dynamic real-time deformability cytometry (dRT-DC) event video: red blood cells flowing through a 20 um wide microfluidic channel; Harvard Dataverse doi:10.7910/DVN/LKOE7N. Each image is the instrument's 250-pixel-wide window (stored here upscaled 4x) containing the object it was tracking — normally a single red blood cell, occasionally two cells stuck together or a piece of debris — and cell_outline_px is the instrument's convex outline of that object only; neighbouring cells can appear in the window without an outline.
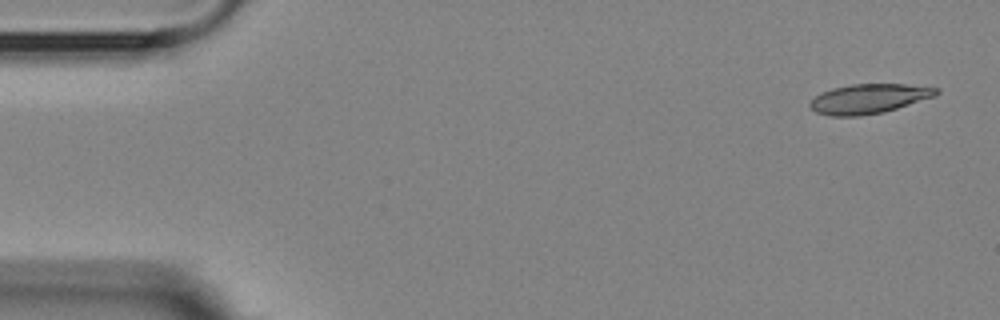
{"species": "Egyptian fruit bat (a non-hibernating species)", "species_latin": "Rousettus aegyptiacus", "temperature_condition": "room temperature", "stored_images_in_passage": 6, "camera_frame_rate_fps": 3000, "um_per_image_px": 0.085, "animal": {"sex": "female"}, "frame": {"image": 1, "passage_image": 1, "time_ms": 0.0, "image_size_px": [1000, 320], "cell_outline_px": [[940, 92], [936, 96], [884, 112], [860, 116], [832, 116], [816, 112], [808, 104], [820, 92], [832, 88], [852, 84], [904, 84], [940, 88]], "centroid_in_image_um": [73.87, 8.39], "position_along_channel_um": 11.1, "area_um2": 21.79}}
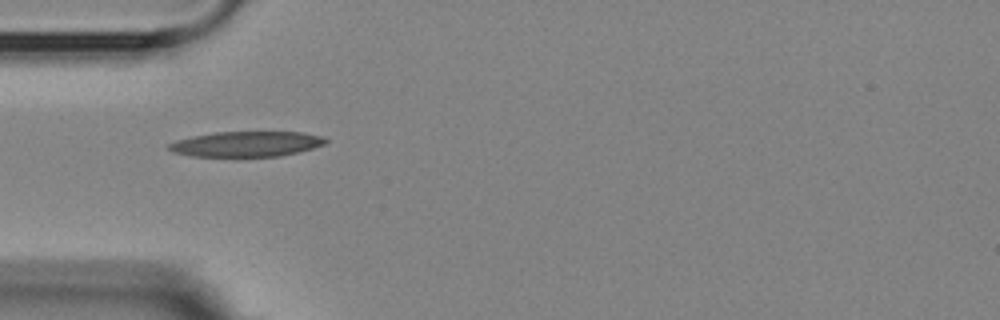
{"frame": {"image": 2, "passage_image": 5, "time_ms": 4.667, "image_size_px": [1000, 320], "cell_outline_px": [[328, 140], [324, 144], [312, 148], [280, 156], [192, 156], [172, 152], [168, 148], [168, 144], [176, 140], [192, 136], [216, 132], [304, 132], [320, 136]], "centroid_in_image_um": [20.91, 12.23], "position_along_channel_um": 64.1, "area_um2": 22.89}}
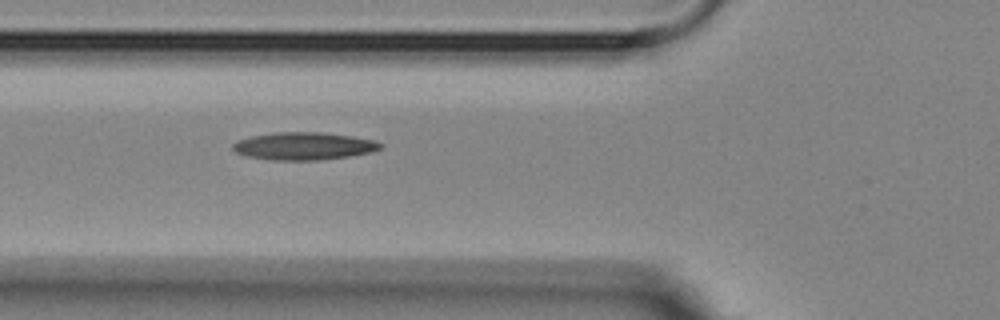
{"frame": {"image": 3, "passage_image": 6, "time_ms": 5.667, "image_size_px": [1000, 320], "cell_outline_px": [[384, 144], [380, 148], [368, 152], [348, 156], [320, 160], [272, 160], [248, 156], [236, 152], [232, 148], [232, 144], [236, 140], [248, 136], [276, 132], [320, 132], [352, 136], [376, 140]], "centroid_in_image_um": [25.79, 12.4], "position_along_channel_um": 100.0, "area_um2": 23.76}}